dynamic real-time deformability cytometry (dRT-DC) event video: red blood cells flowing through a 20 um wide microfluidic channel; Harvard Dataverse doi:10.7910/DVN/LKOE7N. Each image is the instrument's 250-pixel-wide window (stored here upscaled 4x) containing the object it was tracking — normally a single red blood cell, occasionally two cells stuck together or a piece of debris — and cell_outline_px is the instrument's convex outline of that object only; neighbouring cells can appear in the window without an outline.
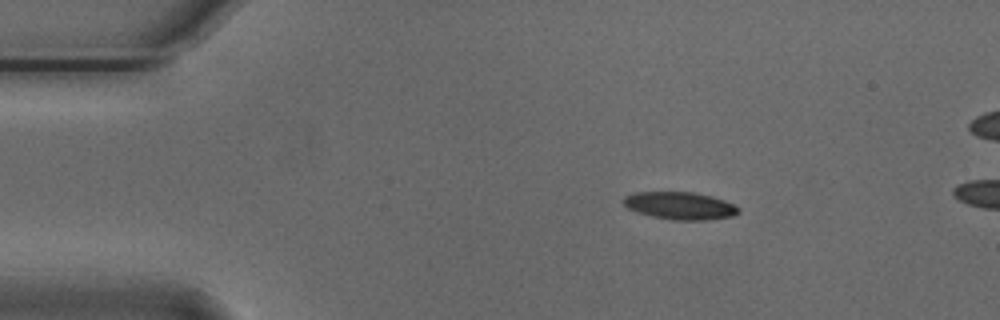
{"species": "Egyptian fruit bat (a non-hibernating species)", "species_latin": "Rousettus aegyptiacus", "temperature_condition": "cold", "stored_images_in_passage": 7, "camera_frame_rate_fps": 3000, "um_per_image_px": 0.085, "animal": {"sex": "male"}, "frame": {"image": 1, "passage_image": 1, "time_ms": 0.0, "image_size_px": [1000, 320], "cell_outline_px": [[736, 212], [716, 216], [672, 216], [656, 212], [632, 204], [628, 200], [636, 196], [696, 196], [728, 204], [736, 208]], "centroid_in_image_um": [58.06, 17.49], "position_along_channel_um": 26.9, "area_um2": 11.68}}